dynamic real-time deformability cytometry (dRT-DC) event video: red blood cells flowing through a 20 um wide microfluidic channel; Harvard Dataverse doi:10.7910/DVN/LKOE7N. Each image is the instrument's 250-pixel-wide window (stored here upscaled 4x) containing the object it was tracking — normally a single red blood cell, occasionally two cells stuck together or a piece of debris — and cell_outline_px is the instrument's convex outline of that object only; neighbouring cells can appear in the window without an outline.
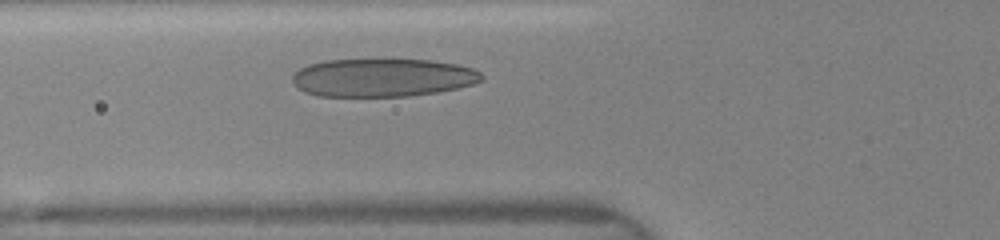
{"species": "human", "species_latin": "Homo sapiens", "temperature_condition": "room temperature", "stored_images_in_passage": 33, "camera_frame_rate_fps": 3000, "um_per_image_px": 0.085, "donor": {"sex": "female"}, "frame": {"image": 1, "passage_image": 3, "time_ms": 0.667, "image_size_px": [1000, 240], "cell_outline_px": [[484, 80], [472, 84], [456, 88], [436, 92], [408, 96], [316, 96], [304, 92], [296, 88], [292, 80], [292, 76], [300, 68], [308, 64], [328, 60], [432, 60], [456, 64], [472, 68], [480, 72], [484, 76]], "centroid_in_image_um": [32.5, 6.6], "position_along_channel_um": 93.3, "area_um2": 42.08}}
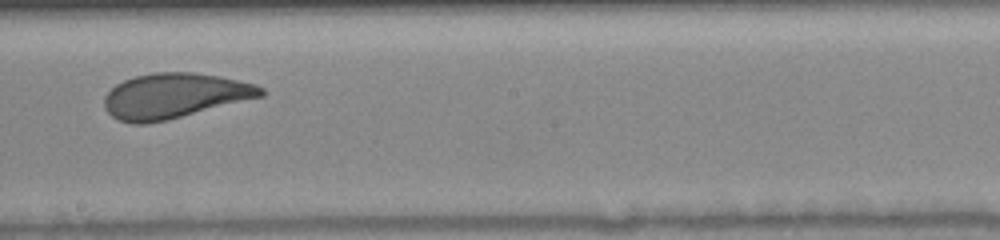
{"frame": {"image": 2, "passage_image": 13, "time_ms": 4.0, "image_size_px": [1000, 240], "cell_outline_px": [[264, 96], [168, 120], [148, 124], [132, 124], [116, 120], [104, 108], [104, 96], [116, 84], [124, 80], [136, 76], [152, 72], [192, 72], [220, 76], [256, 84], [264, 88]], "centroid_in_image_um": [14.82, 8.15], "position_along_channel_um": 233.4, "area_um2": 41.44}}
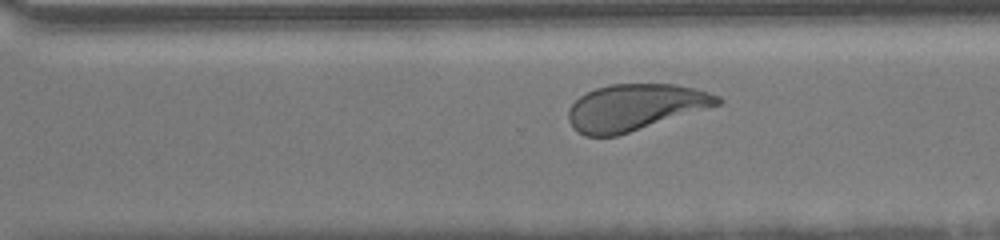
{"frame": {"image": 3, "passage_image": 19, "time_ms": 6.0, "image_size_px": [1000, 240], "cell_outline_px": [[724, 100], [720, 104], [616, 136], [584, 136], [576, 132], [572, 128], [568, 120], [568, 108], [580, 96], [596, 88], [612, 84], [676, 84], [696, 88], [720, 96]], "centroid_in_image_um": [53.95, 9.12], "position_along_channel_um": 316.7, "area_um2": 40.17}}